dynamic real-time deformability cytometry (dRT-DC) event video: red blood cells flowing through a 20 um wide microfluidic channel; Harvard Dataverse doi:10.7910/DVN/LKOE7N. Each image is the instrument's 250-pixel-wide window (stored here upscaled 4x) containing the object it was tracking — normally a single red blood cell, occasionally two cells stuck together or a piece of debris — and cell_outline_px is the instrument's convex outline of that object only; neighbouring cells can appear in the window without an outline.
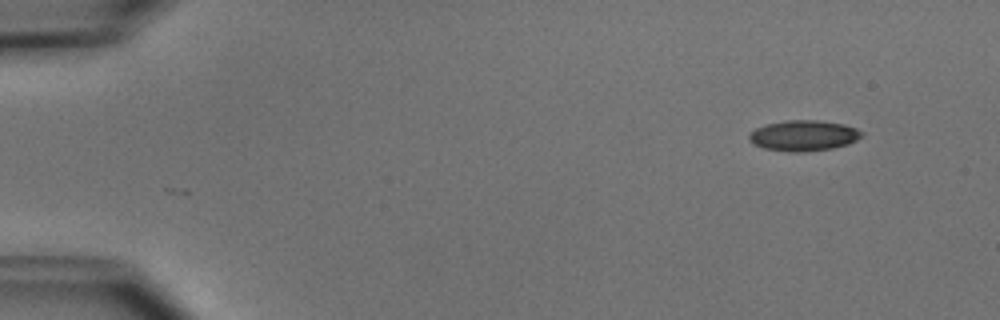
{"species": "common noctule bat (a hibernating species)", "species_latin": "Nyctalus noctula", "temperature_condition": "cold", "stored_images_in_passage": 3, "camera_frame_rate_fps": 3000, "um_per_image_px": 0.085, "animal": {"sex": "male", "body_mass_g": 15.6}, "frame": {"image": 1, "passage_image": 3, "time_ms": 2.333, "image_size_px": [1000, 320], "cell_outline_px": [[864, 136], [848, 144], [832, 148], [804, 152], [788, 152], [764, 148], [752, 144], [748, 140], [748, 136], [756, 128], [768, 124], [788, 120], [816, 120], [844, 124], [856, 128], [864, 132]], "centroid_in_image_um": [68.32, 11.53], "position_along_channel_um": 16.7, "area_um2": 20.17}}